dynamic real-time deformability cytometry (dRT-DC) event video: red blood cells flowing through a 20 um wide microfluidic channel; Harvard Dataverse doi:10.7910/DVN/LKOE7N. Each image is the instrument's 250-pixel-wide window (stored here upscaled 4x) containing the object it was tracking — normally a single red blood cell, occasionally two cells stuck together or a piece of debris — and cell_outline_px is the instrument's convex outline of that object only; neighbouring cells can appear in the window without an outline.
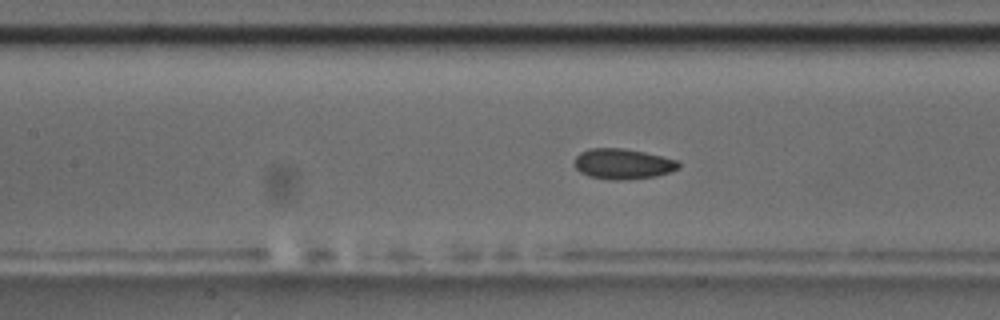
{"species": "common noctule bat (a hibernating species)", "species_latin": "Nyctalus noctula", "temperature_condition": "room temperature", "stored_images_in_passage": 41, "camera_frame_rate_fps": 3000, "um_per_image_px": 0.085, "animal": {"sex": "male", "body_mass_g": 17.5, "forearm_length_mm": 52.3}, "frame": {"image": 1, "passage_image": 18, "time_ms": 5.667, "image_size_px": [1000, 320], "cell_outline_px": [[680, 168], [656, 176], [620, 180], [616, 180], [588, 176], [580, 172], [576, 168], [576, 156], [580, 152], [588, 148], [624, 148], [644, 152], [676, 160], [680, 164]], "centroid_in_image_um": [52.93, 13.92], "position_along_channel_um": 154.5, "area_um2": 18.26}}